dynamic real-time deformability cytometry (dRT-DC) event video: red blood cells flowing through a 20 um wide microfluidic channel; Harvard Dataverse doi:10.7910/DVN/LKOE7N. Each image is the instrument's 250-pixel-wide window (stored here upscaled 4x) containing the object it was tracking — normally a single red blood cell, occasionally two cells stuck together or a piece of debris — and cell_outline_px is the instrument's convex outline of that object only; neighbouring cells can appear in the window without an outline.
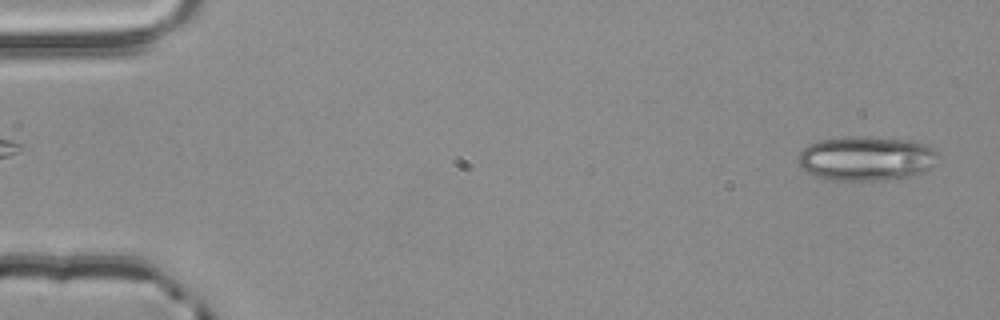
{"species": "common noctule bat (a hibernating species)", "species_latin": "Nyctalus noctula", "temperature_condition": "room temperature", "stored_images_in_passage": 52, "camera_frame_rate_fps": 3000, "um_per_image_px": 0.085, "animal": {"sex": "male", "body_mass_g": 20.4}, "frame": {"image": 1, "passage_image": 2, "time_ms": 0.333, "image_size_px": [1000, 320], "cell_outline_px": [[940, 156], [924, 172], [912, 176], [884, 180], [832, 180], [816, 176], [800, 168], [796, 156], [808, 144], [820, 140], [844, 136], [848, 136], [912, 140], [924, 144], [940, 152]], "centroid_in_image_um": [73.61, 13.46], "position_along_channel_um": 11.4, "area_um2": 36.41}}
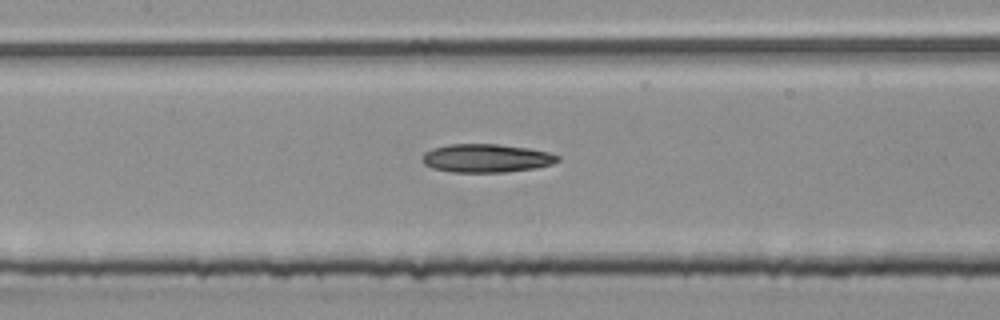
{"frame": {"image": 2, "passage_image": 25, "time_ms": 8.0, "image_size_px": [1000, 320], "cell_outline_px": [[560, 160], [552, 164], [536, 168], [504, 172], [452, 172], [432, 168], [424, 164], [420, 160], [424, 152], [432, 148], [448, 144], [496, 144], [528, 148], [548, 152], [560, 156]], "centroid_in_image_um": [41.31, 13.44], "position_along_channel_um": 166.1, "area_um2": 22.54}}
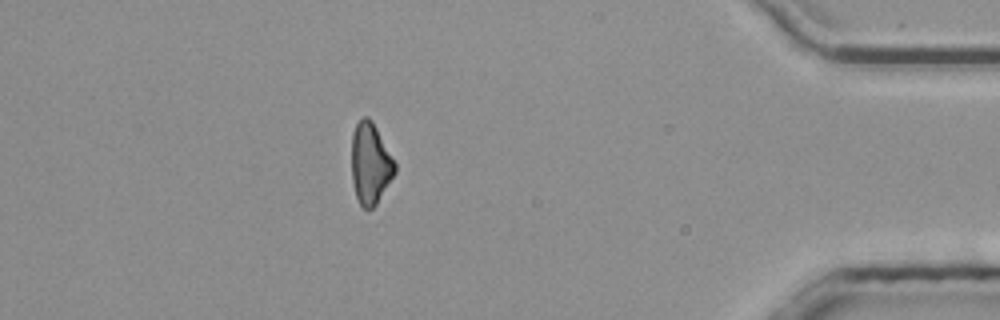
{"frame": {"image": 3, "passage_image": 47, "time_ms": 15.333, "image_size_px": [1000, 320], "cell_outline_px": [[396, 172], [376, 204], [372, 208], [364, 208], [360, 204], [356, 196], [352, 180], [352, 132], [356, 124], [364, 116], [368, 116], [372, 120], [396, 164]], "centroid_in_image_um": [31.47, 13.89], "position_along_channel_um": 403.7, "area_um2": 20.29}, "authors_computed_cell_mechanics": {"area_um2": 22.253, "velocity_mm_per_s": 3.8789, "shape_relaxation_time_tau1_ms": 4.8335, "shape_relaxation_time_tau2_ms": null, "deformation_change_tau1": 0.1375, "deformation_change_tau2": null}}